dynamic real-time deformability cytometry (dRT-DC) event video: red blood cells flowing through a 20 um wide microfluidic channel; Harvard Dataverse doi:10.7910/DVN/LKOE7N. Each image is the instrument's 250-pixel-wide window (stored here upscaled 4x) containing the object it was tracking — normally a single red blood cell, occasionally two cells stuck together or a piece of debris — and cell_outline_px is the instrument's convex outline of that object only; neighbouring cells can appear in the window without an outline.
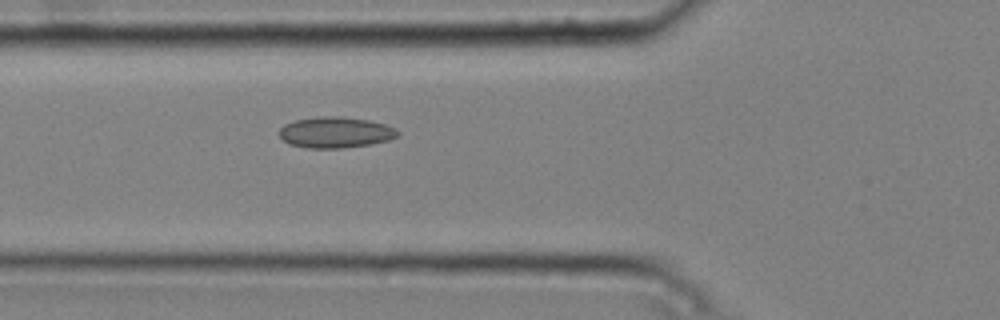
{"species": "common noctule bat (a hibernating species)", "species_latin": "Nyctalus noctula", "temperature_condition": "cold", "stored_images_in_passage": 3, "camera_frame_rate_fps": 3000, "um_per_image_px": 0.085, "animal": {"sex": "male", "body_mass_g": 20.4}, "frame": {"image": 1, "passage_image": 3, "time_ms": 0.667, "image_size_px": [1000, 320], "cell_outline_px": [[400, 132], [396, 136], [388, 140], [372, 144], [340, 148], [308, 148], [288, 144], [280, 136], [280, 128], [284, 124], [296, 120], [316, 116], [340, 116], [368, 120], [384, 124], [396, 128]], "centroid_in_image_um": [28.51, 11.25], "position_along_channel_um": 97.3, "area_um2": 21.39}}